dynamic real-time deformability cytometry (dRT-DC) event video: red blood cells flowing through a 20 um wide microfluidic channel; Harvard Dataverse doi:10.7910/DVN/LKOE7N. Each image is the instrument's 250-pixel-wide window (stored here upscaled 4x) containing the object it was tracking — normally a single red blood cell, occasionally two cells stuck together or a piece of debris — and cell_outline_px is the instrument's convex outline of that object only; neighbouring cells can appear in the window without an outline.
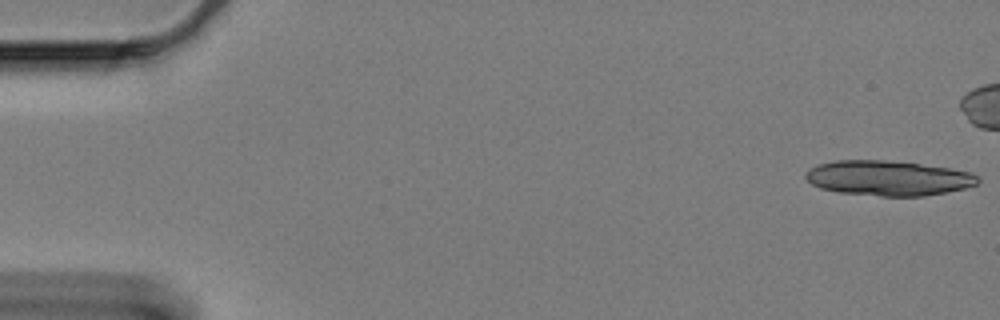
{"species": "Egyptian fruit bat (a non-hibernating species)", "species_latin": "Rousettus aegyptiacus", "temperature_condition": "cold", "stored_images_in_passage": 17, "camera_frame_rate_fps": 3000, "um_per_image_px": 0.085, "animal": {"sex": "female"}, "frame": {"image": 1, "passage_image": 1, "time_ms": 0.0, "image_size_px": [1000, 320], "cell_outline_px": [[980, 180], [976, 184], [964, 188], [924, 196], [880, 196], [840, 192], [820, 188], [812, 184], [804, 176], [804, 172], [820, 164], [836, 160], [884, 160], [952, 168], [972, 172]], "centroid_in_image_um": [75.49, 15.13], "position_along_channel_um": 9.5, "area_um2": 34.91}}